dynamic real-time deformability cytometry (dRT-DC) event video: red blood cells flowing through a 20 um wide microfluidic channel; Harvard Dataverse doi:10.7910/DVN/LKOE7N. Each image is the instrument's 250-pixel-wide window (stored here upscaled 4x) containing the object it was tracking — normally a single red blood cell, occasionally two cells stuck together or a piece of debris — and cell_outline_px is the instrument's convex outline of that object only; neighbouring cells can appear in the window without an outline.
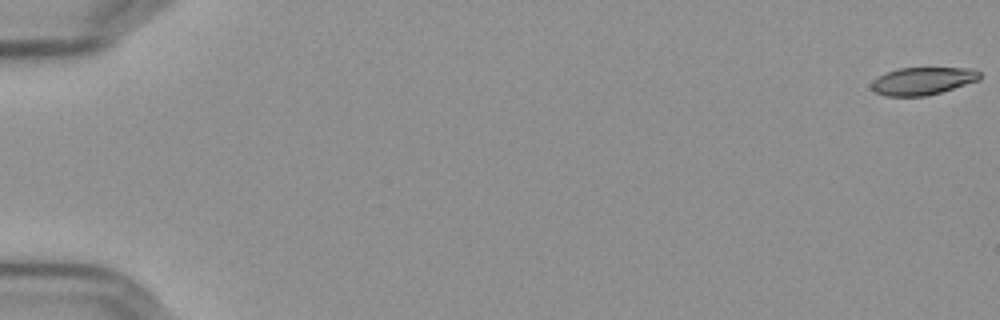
{"species": "Egyptian fruit bat (a non-hibernating species)", "species_latin": "Rousettus aegyptiacus", "temperature_condition": "cold", "stored_images_in_passage": 12, "camera_frame_rate_fps": 3000, "um_per_image_px": 0.085, "frame": {"image": 1, "passage_image": 1, "time_ms": 0.0, "image_size_px": [1000, 320], "cell_outline_px": [[980, 80], [940, 92], [924, 96], [884, 96], [876, 92], [872, 88], [872, 80], [888, 72], [900, 68], [972, 68], [980, 72]], "centroid_in_image_um": [78.45, 6.88], "position_along_channel_um": 6.6, "area_um2": 17.22}}